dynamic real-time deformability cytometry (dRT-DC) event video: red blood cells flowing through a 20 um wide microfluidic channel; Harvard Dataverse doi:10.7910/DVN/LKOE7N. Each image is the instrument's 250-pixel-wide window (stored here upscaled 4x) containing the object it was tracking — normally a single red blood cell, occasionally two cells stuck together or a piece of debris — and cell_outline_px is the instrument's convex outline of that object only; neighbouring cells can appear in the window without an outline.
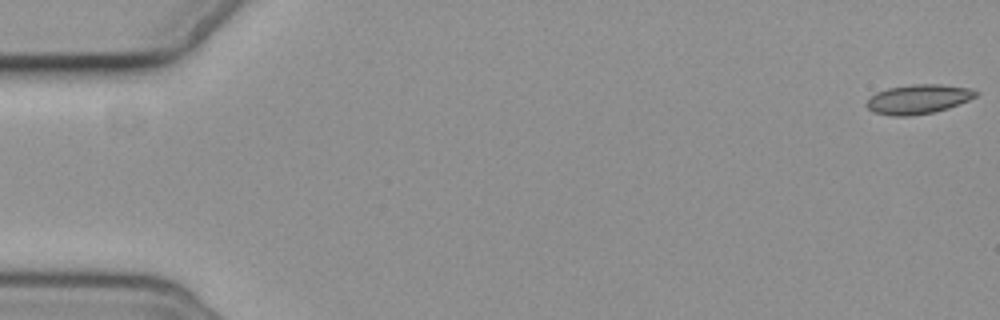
{"species": "common noctule bat (a hibernating species)", "species_latin": "Nyctalus noctula", "temperature_condition": "cold", "stored_images_in_passage": 8, "camera_frame_rate_fps": 3000, "um_per_image_px": 0.085, "animal": {"sex": "female", "body_mass_g": 19.3, "forearm_length_mm": 54.1}, "frame": {"image": 1, "passage_image": 1, "time_ms": 0.0, "image_size_px": [1000, 320], "cell_outline_px": [[980, 92], [976, 96], [960, 104], [948, 108], [932, 112], [912, 116], [892, 116], [872, 112], [864, 104], [876, 92], [888, 88], [916, 84], [940, 84], [972, 88]], "centroid_in_image_um": [78.06, 8.43], "position_along_channel_um": 6.9, "area_um2": 18.79}}
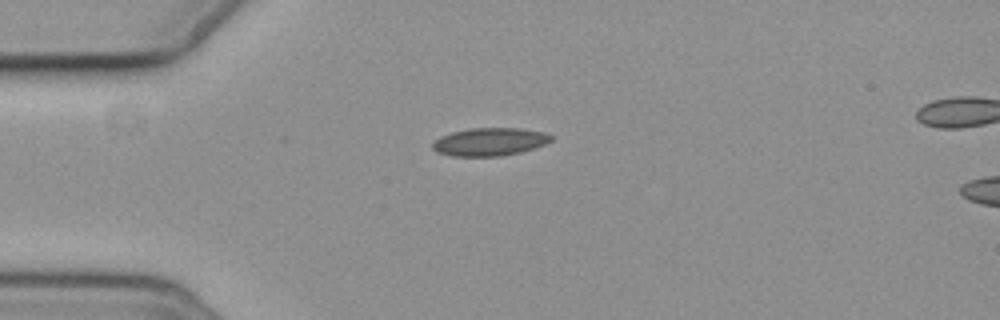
{"frame": {"image": 2, "passage_image": 5, "time_ms": 4.667, "image_size_px": [1000, 320], "cell_outline_px": [[552, 140], [544, 144], [520, 152], [500, 156], [452, 156], [436, 152], [432, 148], [432, 144], [440, 136], [452, 132], [468, 128], [520, 128], [544, 132], [552, 136]], "centroid_in_image_um": [41.59, 12.05], "position_along_channel_um": 43.4, "area_um2": 19.25}}
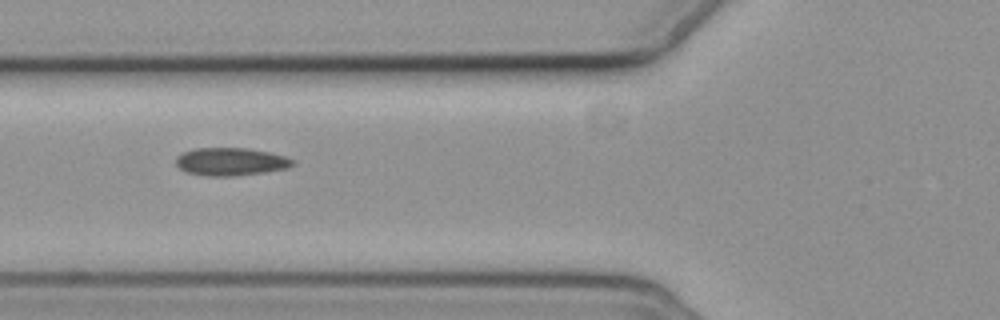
{"frame": {"image": 3, "passage_image": 7, "time_ms": 7.0, "image_size_px": [1000, 320], "cell_outline_px": [[296, 164], [288, 168], [264, 172], [236, 176], [208, 176], [184, 172], [176, 164], [176, 156], [184, 152], [196, 148], [248, 148], [268, 152], [284, 156], [296, 160]], "centroid_in_image_um": [19.63, 13.75], "position_along_channel_um": 106.2, "area_um2": 19.07}}